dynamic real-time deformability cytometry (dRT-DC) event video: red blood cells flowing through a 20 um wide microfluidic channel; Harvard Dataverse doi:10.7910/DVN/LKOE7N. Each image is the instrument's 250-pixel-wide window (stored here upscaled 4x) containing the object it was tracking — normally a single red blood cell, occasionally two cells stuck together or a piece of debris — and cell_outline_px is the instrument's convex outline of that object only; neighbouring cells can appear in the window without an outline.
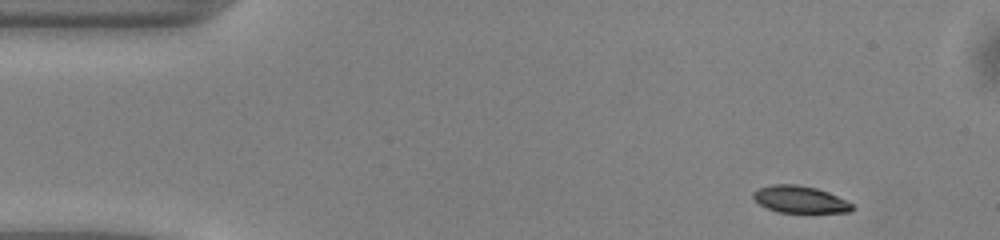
{"species": "common noctule bat (a hibernating species)", "species_latin": "Nyctalus noctula", "temperature_condition": "warm", "stored_images_in_passage": 46, "camera_frame_rate_fps": 3000, "um_per_image_px": 0.085, "animal": {"sex": "male", "body_mass_g": 13.0, "forearm_length_mm": 53.1}, "frame": {"image": 1, "passage_image": 1, "time_ms": 0.0, "image_size_px": [1000, 240], "cell_outline_px": [[856, 208], [848, 212], [776, 212], [760, 204], [752, 196], [752, 192], [756, 188], [772, 184], [796, 184], [816, 188], [828, 192], [852, 204]], "centroid_in_image_um": [67.95, 16.94], "position_along_channel_um": 17.0, "area_um2": 15.49}}
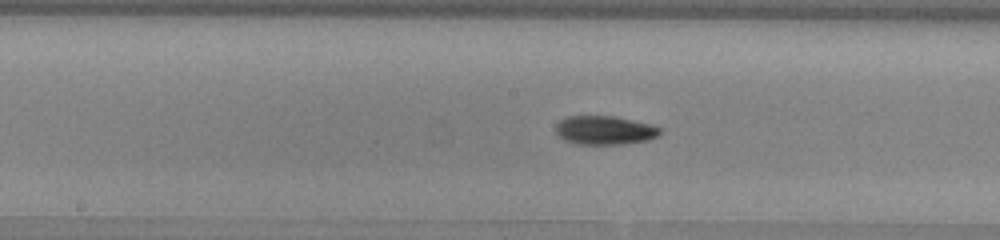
{"frame": {"image": 2, "passage_image": 21, "time_ms": 6.667, "image_size_px": [1000, 240], "cell_outline_px": [[660, 136], [648, 140], [624, 144], [576, 144], [564, 140], [556, 132], [556, 124], [560, 120], [568, 116], [616, 116], [652, 124], [660, 128]], "centroid_in_image_um": [51.42, 11.07], "position_along_channel_um": 196.8, "area_um2": 17.63}}
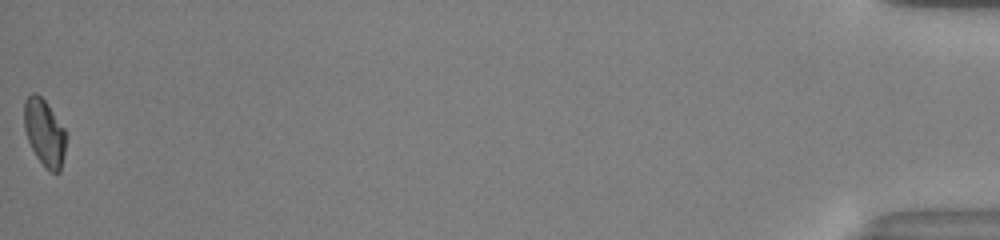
{"frame": {"image": 3, "passage_image": 46, "time_ms": 15.0, "image_size_px": [1000, 240], "cell_outline_px": [[64, 152], [60, 172], [48, 172], [44, 168], [36, 156], [28, 140], [24, 128], [24, 100], [32, 92], [36, 92], [44, 100], [64, 128]], "centroid_in_image_um": [3.74, 11.28], "position_along_channel_um": 431.5, "area_um2": 16.07}, "authors_computed_cell_mechanics": {"area_um2": 16.8776, "velocity_mm_per_s": 4.1145, "shape_relaxation_time_tau1_ms": 4.4969, "shape_relaxation_time_tau2_ms": 4.8478, "deformation_change_tau1": 0.1363, "deformation_change_tau2": 0.1001}}